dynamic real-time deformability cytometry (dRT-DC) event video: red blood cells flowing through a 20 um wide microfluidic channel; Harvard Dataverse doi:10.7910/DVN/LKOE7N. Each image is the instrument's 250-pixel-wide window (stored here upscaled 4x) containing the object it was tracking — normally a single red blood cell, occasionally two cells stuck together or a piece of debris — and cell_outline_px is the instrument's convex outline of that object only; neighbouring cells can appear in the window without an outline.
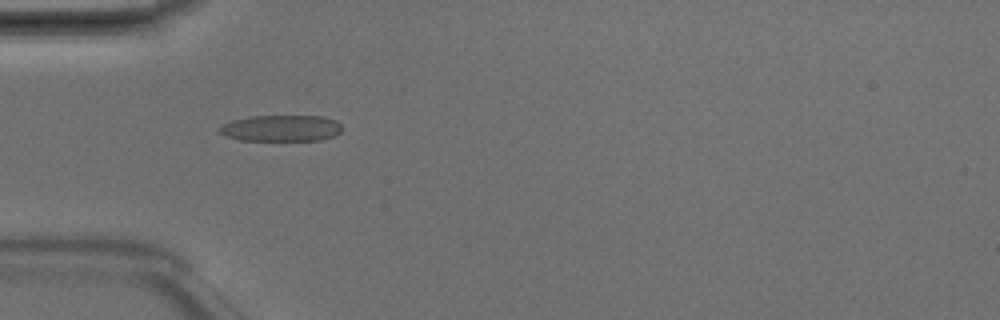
{"species": "Egyptian fruit bat (a non-hibernating species)", "species_latin": "Rousettus aegyptiacus", "temperature_condition": "room temperature", "stored_images_in_passage": 6, "camera_frame_rate_fps": 3000, "um_per_image_px": 0.085, "animal": {"sex": "male"}, "frame": {"image": 1, "passage_image": 4, "time_ms": 1.0, "image_size_px": [1000, 320], "cell_outline_px": [[340, 132], [332, 136], [320, 140], [240, 140], [224, 136], [216, 128], [232, 120], [252, 116], [324, 116], [336, 120], [340, 124]], "centroid_in_image_um": [23.87, 10.89], "position_along_channel_um": 61.1, "area_um2": 18.73}}